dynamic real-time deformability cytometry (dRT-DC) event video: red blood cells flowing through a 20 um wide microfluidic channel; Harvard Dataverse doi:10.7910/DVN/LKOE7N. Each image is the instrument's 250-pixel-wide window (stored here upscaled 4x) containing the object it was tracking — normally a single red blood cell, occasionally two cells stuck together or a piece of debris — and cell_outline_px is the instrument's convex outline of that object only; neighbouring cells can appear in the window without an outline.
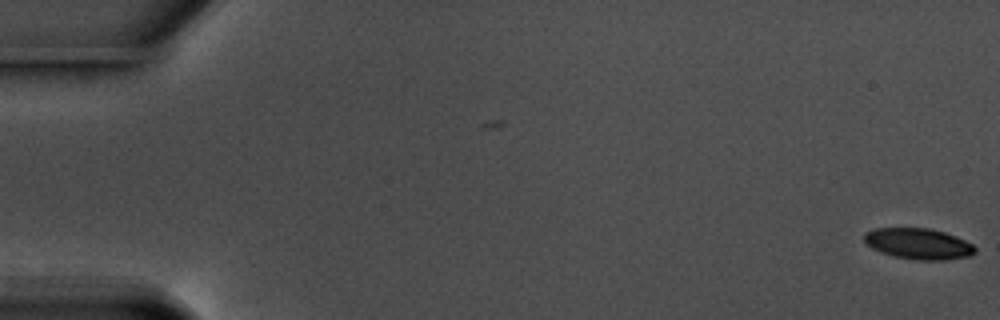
{"species": "common noctule bat (a hibernating species)", "species_latin": "Nyctalus noctula", "temperature_condition": "warm", "stored_images_in_passage": 58, "camera_frame_rate_fps": 3000, "um_per_image_px": 0.085, "animal": {"sex": "male", "body_mass_g": 17.5, "forearm_length_mm": 52.3}, "frame": {"image": 1, "passage_image": 1, "time_ms": 0.0, "image_size_px": [1000, 320], "cell_outline_px": [[976, 252], [972, 256], [940, 260], [916, 260], [896, 256], [880, 252], [872, 248], [864, 240], [864, 232], [876, 228], [928, 228], [944, 232], [956, 236], [972, 244], [976, 248]], "centroid_in_image_um": [78.08, 20.71], "position_along_channel_um": 6.9, "area_um2": 19.94}}
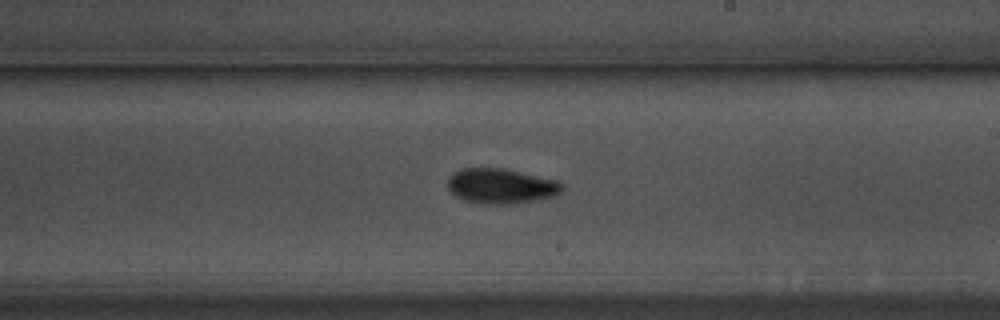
{"frame": {"image": 2, "passage_image": 35, "time_ms": 11.333, "image_size_px": [1000, 320], "cell_outline_px": [[564, 188], [560, 192], [552, 196], [532, 200], [508, 204], [484, 204], [464, 200], [456, 196], [448, 188], [448, 176], [460, 168], [500, 168], [520, 172], [556, 180]], "centroid_in_image_um": [42.52, 15.81], "position_along_channel_um": 246.5, "area_um2": 23.0}}
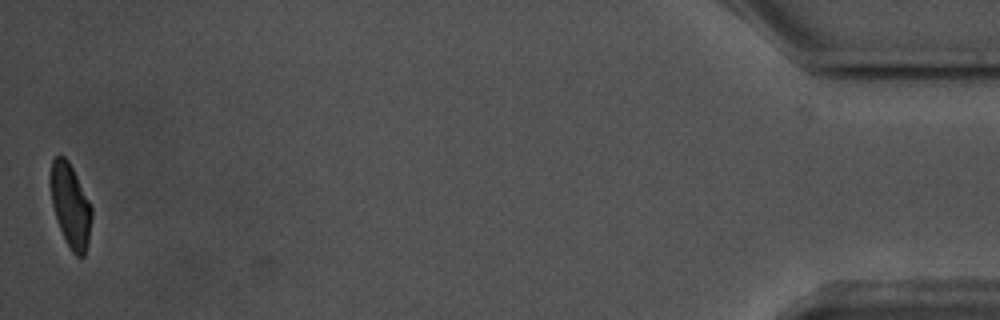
{"frame": {"image": 3, "passage_image": 58, "time_ms": 19.0, "image_size_px": [1000, 320], "cell_outline_px": [[92, 216], [88, 244], [84, 256], [76, 256], [72, 252], [60, 228], [52, 204], [48, 180], [52, 160], [56, 156], [64, 156], [68, 160], [92, 208]], "centroid_in_image_um": [5.97, 17.45], "position_along_channel_um": 429.2, "area_um2": 19.88}, "authors_computed_cell_mechanics": {"area_um2": 21.8195, "velocity_mm_per_s": 3.5752, "shape_relaxation_time_tau1_ms": 2.8999, "shape_relaxation_time_tau2_ms": 4.8351, "deformation_change_tau1": 0.1183, "deformation_change_tau2": 0.1081}}